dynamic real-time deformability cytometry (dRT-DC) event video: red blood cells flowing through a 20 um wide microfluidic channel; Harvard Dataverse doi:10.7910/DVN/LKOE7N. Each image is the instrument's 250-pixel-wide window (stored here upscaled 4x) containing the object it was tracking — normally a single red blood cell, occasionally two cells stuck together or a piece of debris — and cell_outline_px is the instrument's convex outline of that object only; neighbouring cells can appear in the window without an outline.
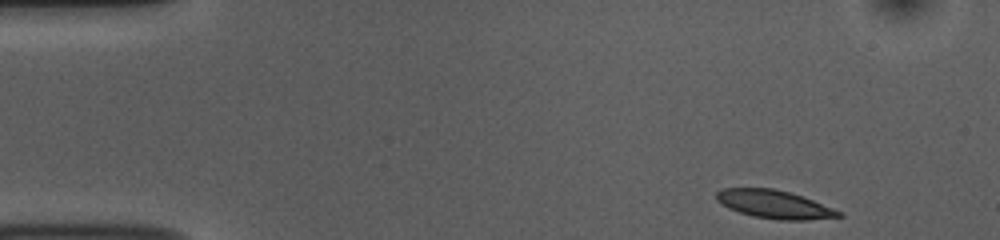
{"species": "common noctule bat (a hibernating species)", "species_latin": "Nyctalus noctula", "temperature_condition": "room temperature", "stored_images_in_passage": 49, "camera_frame_rate_fps": 3000, "um_per_image_px": 0.085, "animal": {"sex": "female", "body_mass_g": 10.0, "forearm_length_mm": 53.1}, "frame": {"image": 1, "passage_image": 1, "time_ms": 0.0, "image_size_px": [1000, 240], "cell_outline_px": [[844, 216], [808, 220], [780, 220], [752, 216], [728, 208], [720, 204], [716, 200], [716, 192], [724, 188], [772, 188], [788, 192], [812, 200], [844, 212]], "centroid_in_image_um": [65.81, 17.38], "position_along_channel_um": 19.2, "area_um2": 20.06}}
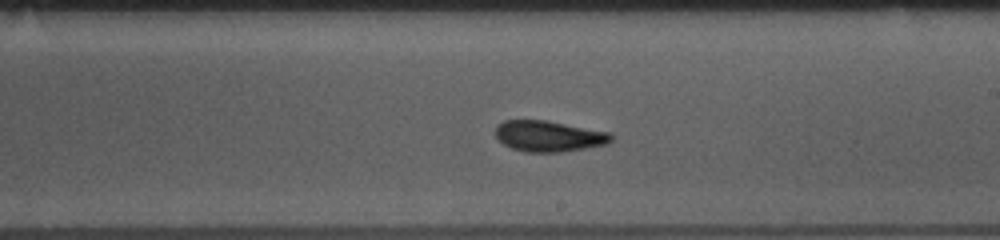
{"frame": {"image": 2, "passage_image": 26, "time_ms": 8.333, "image_size_px": [1000, 240], "cell_outline_px": [[612, 140], [608, 144], [560, 152], [524, 152], [512, 148], [504, 144], [496, 136], [496, 124], [504, 120], [544, 120], [612, 132]], "centroid_in_image_um": [46.66, 11.57], "position_along_channel_um": 242.3, "area_um2": 20.87}}
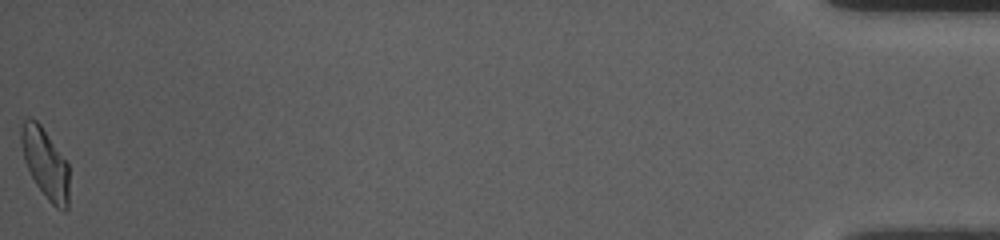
{"frame": {"image": 3, "passage_image": 49, "time_ms": 16.0, "image_size_px": [1000, 240], "cell_outline_px": [[68, 208], [64, 212], [56, 208], [48, 200], [36, 184], [24, 160], [20, 144], [20, 128], [24, 120], [28, 116], [36, 120], [40, 124], [68, 164]], "centroid_in_image_um": [3.83, 13.88], "position_along_channel_um": 431.4, "area_um2": 19.48}, "authors_computed_cell_mechanics": {"area_um2": 20.519, "velocity_mm_per_s": 3.7196, "shape_relaxation_time_tau1_ms": 5.1376, "shape_relaxation_time_tau2_ms": 1.9388, "deformation_change_tau1": 0.1334, "deformation_change_tau2": 0.0746}}